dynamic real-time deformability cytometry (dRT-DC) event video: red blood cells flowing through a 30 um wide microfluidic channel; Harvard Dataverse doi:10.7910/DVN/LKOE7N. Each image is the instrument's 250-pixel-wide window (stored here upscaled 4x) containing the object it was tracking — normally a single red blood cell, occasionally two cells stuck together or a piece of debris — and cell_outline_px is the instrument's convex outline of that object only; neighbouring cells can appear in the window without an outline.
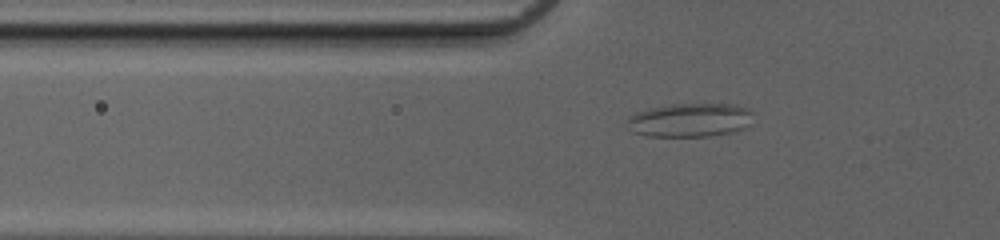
{"species": "common noctule bat (a hibernating species)", "species_latin": "Nyctalus noctula", "temperature_condition": "cold", "stored_images_in_passage": 34, "segment_of_instrument_passage": [1, 2], "camera_frame_rate_fps": 3000, "um_per_image_px": 0.085, "animal": {"sex": "female", "body_mass_g": 20.0, "forearm_length_mm": 54.0}, "frame": {"image": 1, "passage_image": 4, "time_ms": 1.0, "image_size_px": [1000, 240], "cell_outline_px": [[756, 112], [748, 124], [736, 132], [708, 136], [648, 136], [632, 132], [628, 128], [628, 116], [636, 112], [648, 108], [672, 104], [736, 104], [748, 108]], "centroid_in_image_um": [58.67, 10.2], "position_along_channel_um": 67.1, "area_um2": 25.09}}
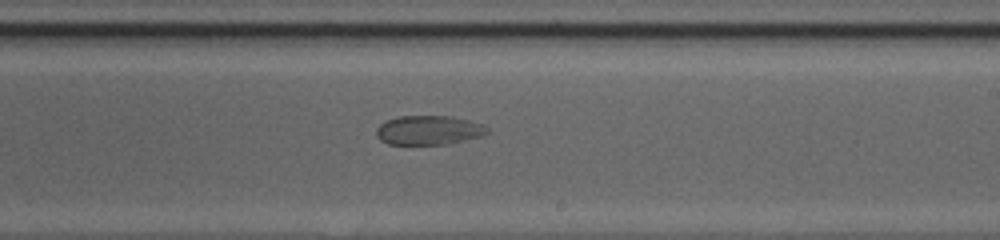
{"frame": {"image": 2, "passage_image": 18, "time_ms": 5.667, "image_size_px": [1000, 240], "cell_outline_px": [[488, 132], [484, 136], [448, 144], [388, 144], [380, 140], [376, 136], [376, 128], [380, 124], [388, 120], [400, 116], [448, 116], [468, 120], [480, 124], [488, 128]], "centroid_in_image_um": [36.43, 11.07], "position_along_channel_um": 252.6, "area_um2": 18.84}}
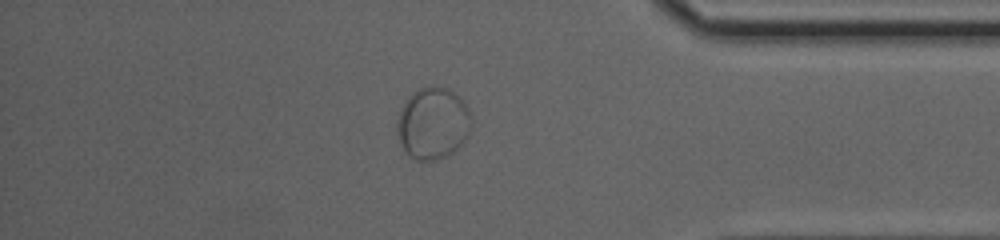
{"frame": {"image": 3, "passage_image": 30, "time_ms": 9.667, "image_size_px": [1000, 240], "cell_outline_px": [[472, 128], [464, 144], [452, 152], [436, 160], [416, 160], [408, 156], [400, 144], [396, 132], [396, 120], [408, 96], [416, 88], [432, 84], [448, 88], [460, 96], [468, 108], [472, 116]], "centroid_in_image_um": [36.81, 10.46], "position_along_channel_um": 398.4, "area_um2": 31.96}}